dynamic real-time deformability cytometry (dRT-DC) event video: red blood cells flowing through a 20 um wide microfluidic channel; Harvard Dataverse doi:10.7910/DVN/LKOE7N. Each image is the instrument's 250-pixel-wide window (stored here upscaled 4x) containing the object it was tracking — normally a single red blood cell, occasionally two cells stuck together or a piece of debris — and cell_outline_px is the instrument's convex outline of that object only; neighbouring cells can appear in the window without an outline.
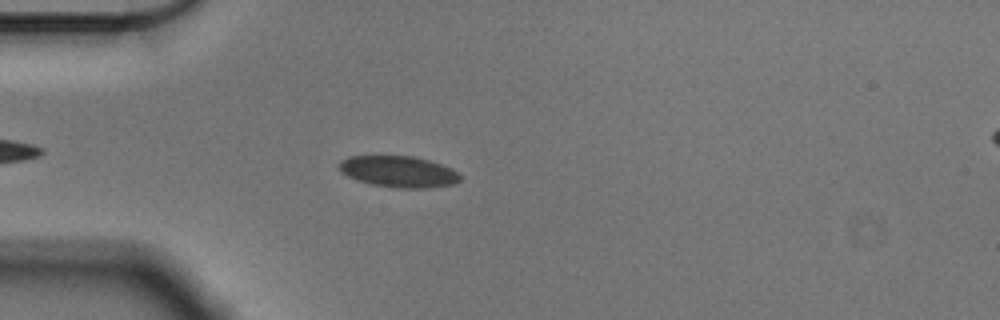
{"species": "Egyptian fruit bat (a non-hibernating species)", "species_latin": "Rousettus aegyptiacus", "temperature_condition": "cold", "stored_images_in_passage": 48, "camera_frame_rate_fps": 3000, "um_per_image_px": 0.085, "animal": {"sex": "male"}, "frame": {"image": 1, "passage_image": 7, "time_ms": 2.0, "image_size_px": [1000, 320], "cell_outline_px": [[460, 180], [452, 184], [428, 188], [400, 188], [372, 184], [356, 180], [340, 172], [336, 164], [340, 160], [348, 156], [412, 156], [428, 160], [452, 168], [460, 176]], "centroid_in_image_um": [33.82, 14.58], "position_along_channel_um": 51.2, "area_um2": 22.08}}
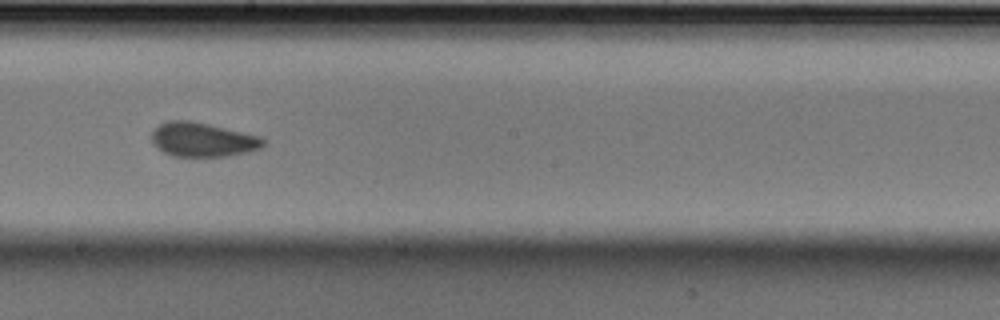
{"frame": {"image": 2, "passage_image": 23, "time_ms": 7.333, "image_size_px": [1000, 320], "cell_outline_px": [[268, 144], [264, 148], [248, 152], [228, 156], [172, 156], [156, 148], [152, 144], [152, 132], [160, 124], [168, 120], [188, 120], [208, 124], [260, 136], [268, 140]], "centroid_in_image_um": [17.28, 11.88], "position_along_channel_um": 230.9, "area_um2": 22.48}}
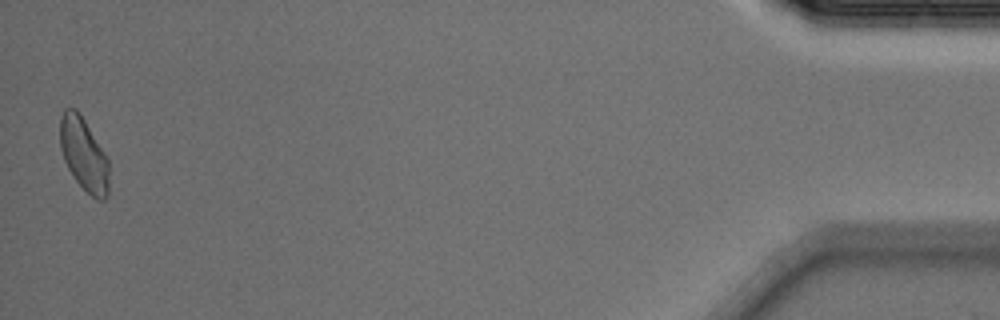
{"frame": {"image": 3, "passage_image": 47, "time_ms": 15.333, "image_size_px": [1000, 320], "cell_outline_px": [[108, 196], [104, 200], [96, 200], [72, 176], [64, 160], [60, 148], [60, 116], [64, 108], [76, 108], [80, 112], [108, 156]], "centroid_in_image_um": [7.12, 13.08], "position_along_channel_um": 428.1, "area_um2": 21.15}, "authors_computed_cell_mechanics": {"area_um2": 21.7328, "velocity_mm_per_s": 3.5648, "shape_relaxation_time_tau1_ms": 4.5859, "shape_relaxation_time_tau2_ms": 1.4335, "deformation_change_tau1": 0.0835, "deformation_change_tau2": 0.07}}